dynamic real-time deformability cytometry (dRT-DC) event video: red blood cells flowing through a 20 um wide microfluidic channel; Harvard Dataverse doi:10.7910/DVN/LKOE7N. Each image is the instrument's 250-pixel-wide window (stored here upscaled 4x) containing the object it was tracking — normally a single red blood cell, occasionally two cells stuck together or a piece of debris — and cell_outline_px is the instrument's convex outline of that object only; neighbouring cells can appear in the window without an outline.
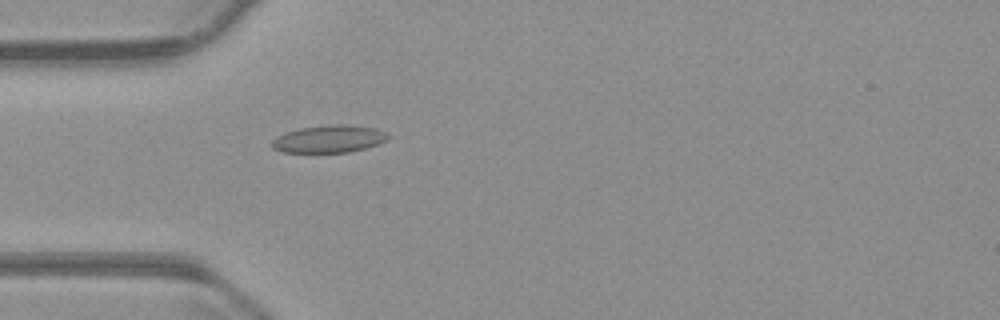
{"species": "common noctule bat (a hibernating species)", "species_latin": "Nyctalus noctula", "temperature_condition": "warm", "stored_images_in_passage": 55, "camera_frame_rate_fps": 3000, "um_per_image_px": 0.085, "animal": {"sex": "male", "body_mass_g": 23.1, "forearm_length_mm": 52.7}, "frame": {"image": 1, "passage_image": 16, "time_ms": 5.0, "image_size_px": [1000, 320], "cell_outline_px": [[392, 136], [388, 140], [380, 144], [348, 152], [284, 152], [272, 148], [272, 140], [276, 136], [284, 132], [300, 128], [328, 124], [352, 124], [376, 128], [388, 132]], "centroid_in_image_um": [28.03, 11.79], "position_along_channel_um": 57.0, "area_um2": 18.96}}
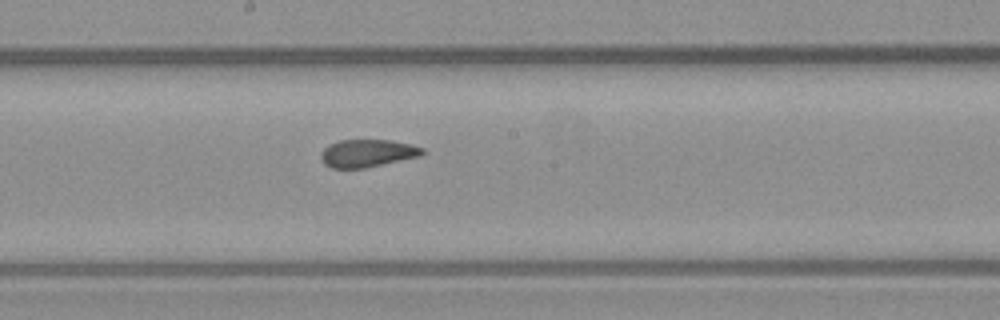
{"frame": {"image": 2, "passage_image": 29, "time_ms": 9.333, "image_size_px": [1000, 320], "cell_outline_px": [[424, 152], [420, 156], [364, 168], [332, 168], [324, 164], [320, 160], [320, 152], [328, 144], [340, 140], [392, 140], [412, 144], [424, 148]], "centroid_in_image_um": [31.2, 13.02], "position_along_channel_um": 217.0, "area_um2": 16.47}}
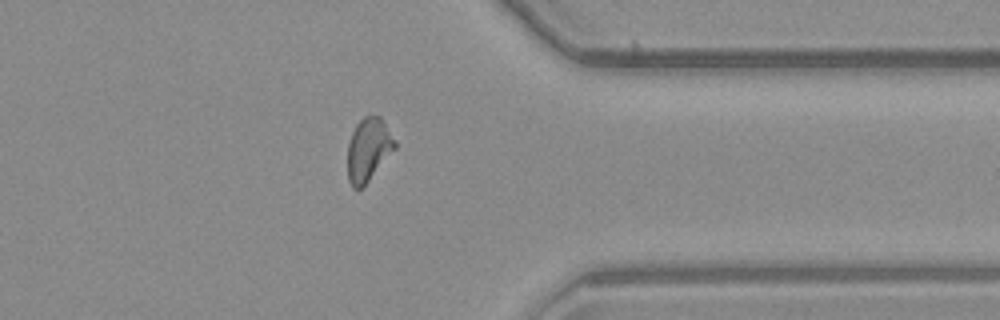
{"frame": {"image": 3, "passage_image": 43, "time_ms": 14.0, "image_size_px": [1000, 320], "cell_outline_px": [[396, 148], [368, 180], [360, 188], [352, 188], [348, 180], [348, 144], [352, 132], [356, 124], [364, 116], [380, 116], [396, 144]], "centroid_in_image_um": [31.29, 12.71], "position_along_channel_um": 380.1, "area_um2": 16.94}, "authors_computed_cell_mechanics": {"area_um2": 17.5134, "velocity_mm_per_s": 3.7369, "shape_relaxation_time_tau1_ms": null, "shape_relaxation_time_tau2_ms": 1.1821, "deformation_change_tau1": null, "deformation_change_tau2": 0.0607}}